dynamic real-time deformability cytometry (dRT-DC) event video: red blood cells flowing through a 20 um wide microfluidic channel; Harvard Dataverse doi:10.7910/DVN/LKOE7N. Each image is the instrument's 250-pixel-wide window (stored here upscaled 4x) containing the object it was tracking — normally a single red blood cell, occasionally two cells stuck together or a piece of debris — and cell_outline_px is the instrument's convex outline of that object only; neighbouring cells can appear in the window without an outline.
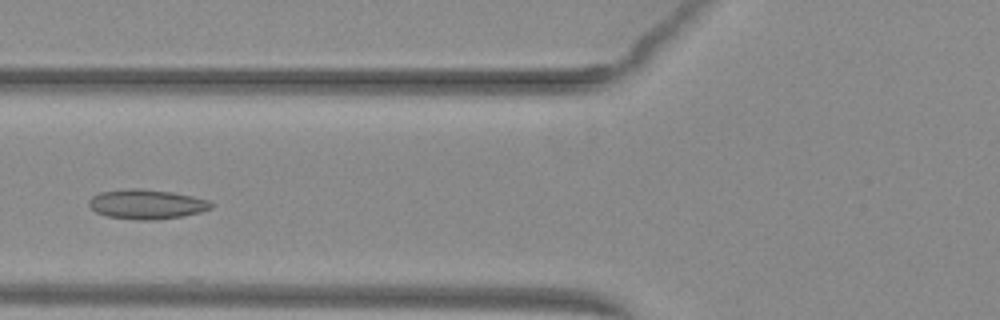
{"species": "common noctule bat (a hibernating species)", "species_latin": "Nyctalus noctula", "temperature_condition": "warm", "stored_images_in_passage": 31, "camera_frame_rate_fps": 3000, "um_per_image_px": 0.085, "animal": {"sex": "female", "body_mass_g": 29.2, "forearm_length_mm": 56.3}, "frame": {"image": 1, "passage_image": 5, "time_ms": 1.333, "image_size_px": [1000, 320], "cell_outline_px": [[212, 208], [200, 212], [180, 216], [152, 220], [136, 220], [104, 216], [96, 212], [88, 204], [88, 200], [92, 196], [100, 192], [124, 188], [140, 188], [172, 192], [192, 196], [208, 200], [212, 204]], "centroid_in_image_um": [12.41, 17.35], "position_along_channel_um": 113.4, "area_um2": 21.15}}
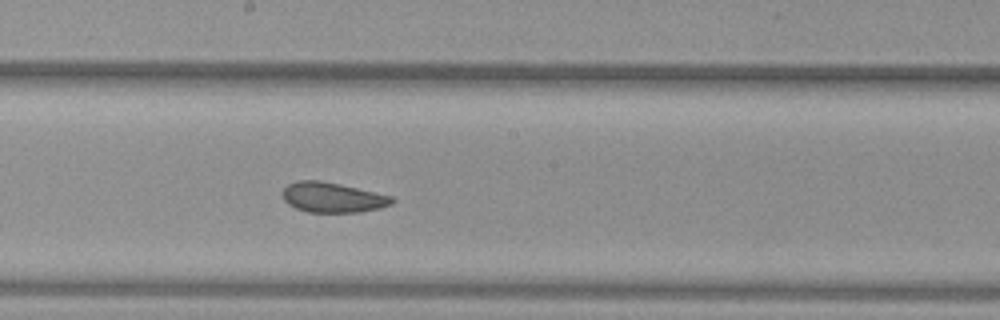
{"frame": {"image": 2, "passage_image": 13, "time_ms": 4.0, "image_size_px": [1000, 320], "cell_outline_px": [[396, 200], [392, 204], [380, 208], [360, 212], [308, 212], [296, 208], [288, 204], [284, 200], [284, 188], [288, 184], [296, 180], [320, 180], [340, 184], [392, 196]], "centroid_in_image_um": [28.28, 16.78], "position_along_channel_um": 219.9, "area_um2": 19.13}}
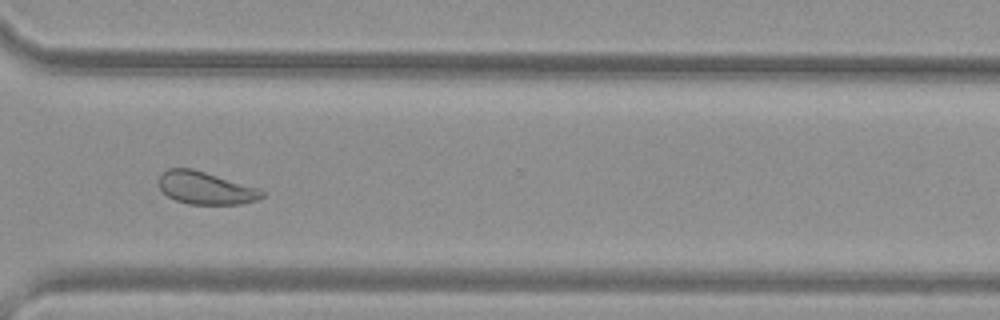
{"frame": {"image": 3, "passage_image": 23, "time_ms": 7.333, "image_size_px": [1000, 320], "cell_outline_px": [[268, 192], [264, 196], [256, 200], [240, 204], [188, 204], [176, 200], [168, 196], [160, 188], [160, 176], [168, 168], [192, 168], [260, 188]], "centroid_in_image_um": [17.54, 15.98], "position_along_channel_um": 353.1, "area_um2": 19.59}, "authors_computed_cell_mechanics": {"area_um2": 19.5942, "velocity_mm_per_s": 4.0024, "shape_relaxation_time_tau1_ms": null, "shape_relaxation_time_tau2_ms": 1.8205, "deformation_change_tau1": null, "deformation_change_tau2": 0.0626}}